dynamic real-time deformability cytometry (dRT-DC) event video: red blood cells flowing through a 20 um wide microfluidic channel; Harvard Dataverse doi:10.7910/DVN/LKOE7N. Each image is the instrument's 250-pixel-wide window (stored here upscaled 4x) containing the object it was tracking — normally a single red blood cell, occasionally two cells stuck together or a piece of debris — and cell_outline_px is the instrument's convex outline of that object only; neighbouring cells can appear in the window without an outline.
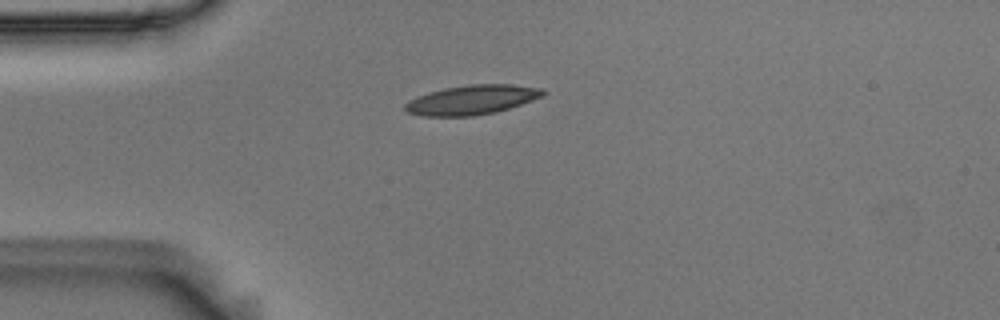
{"species": "Egyptian fruit bat (a non-hibernating species)", "species_latin": "Rousettus aegyptiacus", "temperature_condition": "room temperature", "stored_images_in_passage": 42, "camera_frame_rate_fps": 3000, "um_per_image_px": 0.085, "animal": {"sex": "male"}, "frame": {"image": 1, "passage_image": 1, "time_ms": 0.0, "image_size_px": [1000, 320], "cell_outline_px": [[548, 92], [544, 96], [496, 112], [472, 116], [424, 116], [408, 112], [404, 108], [404, 104], [408, 100], [428, 92], [444, 88], [468, 84], [512, 84], [540, 88]], "centroid_in_image_um": [40.11, 8.48], "position_along_channel_um": 44.9, "area_um2": 23.7}}
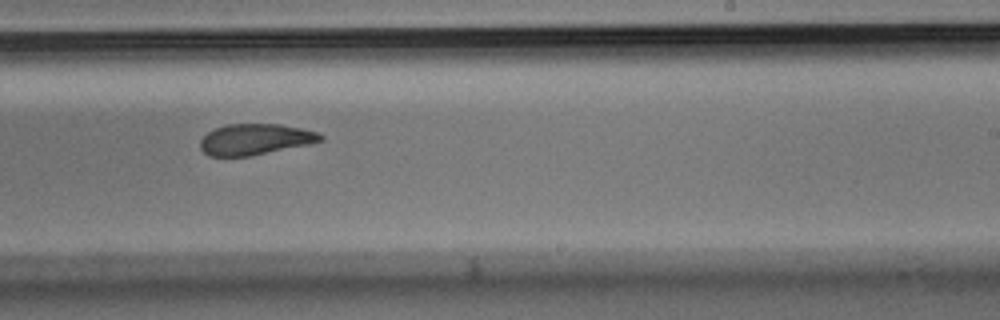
{"frame": {"image": 2, "passage_image": 21, "time_ms": 6.667, "image_size_px": [1000, 320], "cell_outline_px": [[324, 140], [312, 144], [252, 156], [208, 156], [200, 148], [200, 140], [212, 128], [228, 124], [280, 124], [320, 132], [324, 136]], "centroid_in_image_um": [21.72, 11.85], "position_along_channel_um": 267.3, "area_um2": 22.08}}
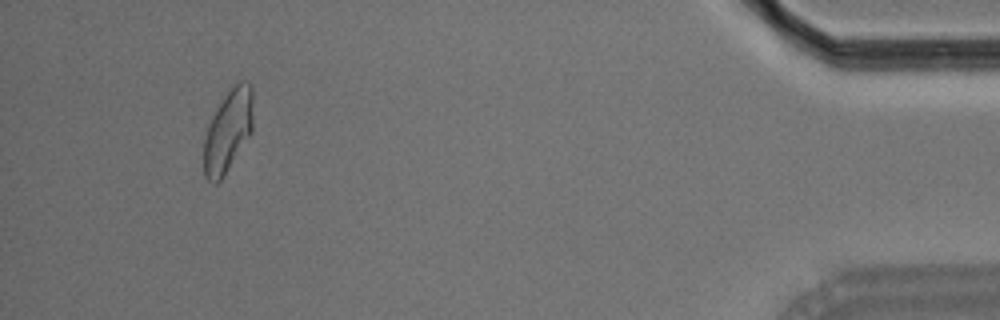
{"frame": {"image": 3, "passage_image": 39, "time_ms": 12.667, "image_size_px": [1000, 320], "cell_outline_px": [[252, 132], [224, 176], [216, 184], [212, 184], [204, 176], [204, 140], [208, 124], [216, 108], [228, 88], [240, 80], [244, 80], [252, 84]], "centroid_in_image_um": [19.38, 11.1], "position_along_channel_um": 415.8, "area_um2": 23.93}, "authors_computed_cell_mechanics": {"area_um2": 23.0622, "velocity_mm_per_s": 3.6023, "shape_relaxation_time_tau1_ms": 5.6882, "shape_relaxation_time_tau2_ms": 3.178, "deformation_change_tau1": 0.1933, "deformation_change_tau2": 0.1032}}